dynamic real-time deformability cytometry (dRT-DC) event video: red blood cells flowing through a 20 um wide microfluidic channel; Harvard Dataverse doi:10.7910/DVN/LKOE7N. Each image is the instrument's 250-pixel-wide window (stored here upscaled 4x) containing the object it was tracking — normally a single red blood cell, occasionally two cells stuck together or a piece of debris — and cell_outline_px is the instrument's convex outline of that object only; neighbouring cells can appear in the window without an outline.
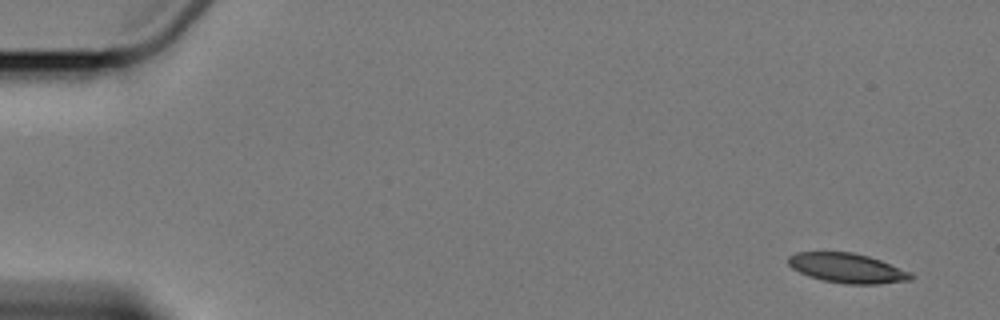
{"species": "Egyptian fruit bat (a non-hibernating species)", "species_latin": "Rousettus aegyptiacus", "temperature_condition": "cold", "stored_images_in_passage": 11, "camera_frame_rate_fps": 3000, "um_per_image_px": 0.085, "animal": {"sex": "female"}, "frame": {"image": 1, "passage_image": 1, "time_ms": 0.0, "image_size_px": [1000, 320], "cell_outline_px": [[916, 276], [912, 280], [880, 284], [844, 284], [824, 280], [808, 276], [792, 268], [788, 264], [788, 256], [796, 252], [852, 252], [868, 256], [880, 260], [908, 272]], "centroid_in_image_um": [72.0, 22.79], "position_along_channel_um": 13.0, "area_um2": 21.1}}
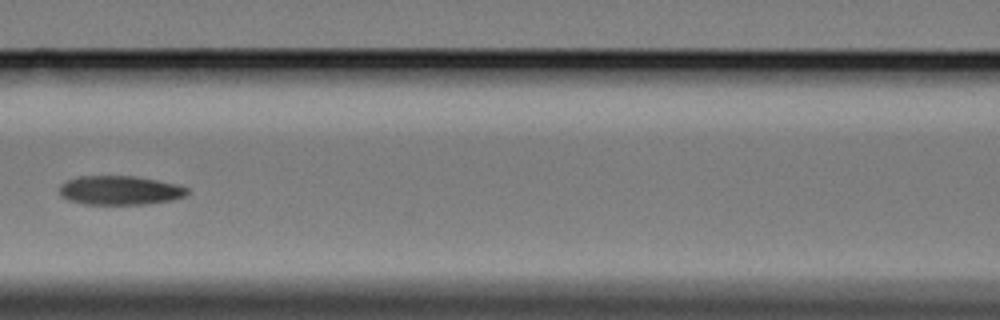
{"frame": {"image": 2, "passage_image": 7, "time_ms": 8.0, "image_size_px": [1000, 320], "cell_outline_px": [[188, 192], [184, 196], [172, 200], [148, 204], [84, 204], [68, 200], [60, 196], [60, 184], [68, 180], [80, 176], [132, 176], [156, 180], [176, 184], [188, 188]], "centroid_in_image_um": [10.17, 16.18], "position_along_channel_um": 156.4, "area_um2": 21.56}}
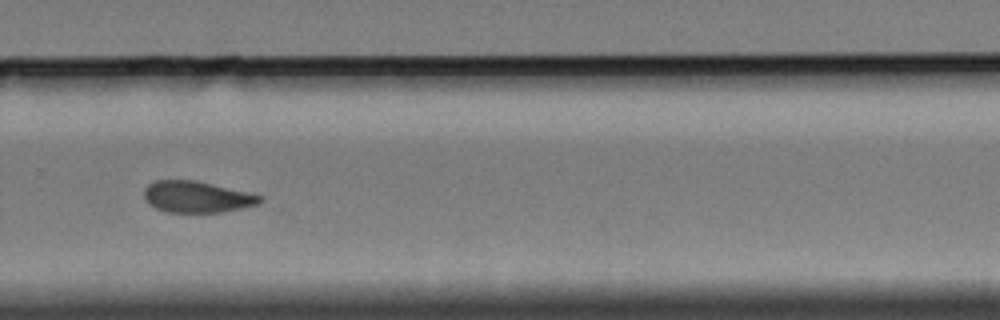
{"frame": {"image": 3, "passage_image": 11, "time_ms": 12.667, "image_size_px": [1000, 320], "cell_outline_px": [[264, 200], [256, 204], [224, 212], [164, 212], [148, 204], [144, 200], [144, 188], [148, 184], [156, 180], [196, 180], [248, 192], [264, 196]], "centroid_in_image_um": [16.71, 16.73], "position_along_channel_um": 313.1, "area_um2": 21.33}}